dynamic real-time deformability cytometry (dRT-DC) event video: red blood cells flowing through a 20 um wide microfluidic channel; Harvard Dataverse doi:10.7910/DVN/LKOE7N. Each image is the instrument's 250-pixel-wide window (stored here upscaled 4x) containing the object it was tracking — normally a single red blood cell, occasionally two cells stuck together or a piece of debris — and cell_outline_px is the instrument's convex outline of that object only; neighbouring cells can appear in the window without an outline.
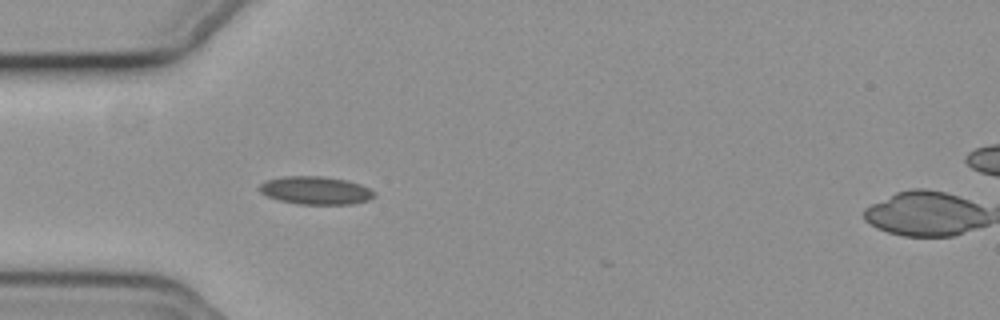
{"species": "common noctule bat (a hibernating species)", "species_latin": "Nyctalus noctula", "temperature_condition": "cold", "stored_images_in_passage": 22, "camera_frame_rate_fps": 3000, "um_per_image_px": 0.085, "animal": {"sex": "female", "body_mass_g": 19.3, "forearm_length_mm": 54.1}, "frame": {"image": 1, "passage_image": 18, "time_ms": 5.667, "image_size_px": [1000, 320], "cell_outline_px": [[376, 196], [368, 200], [352, 204], [296, 204], [280, 200], [268, 196], [260, 192], [260, 184], [268, 180], [284, 176], [324, 176], [348, 180], [360, 184], [376, 192]], "centroid_in_image_um": [26.87, 16.18], "position_along_channel_um": 58.1, "area_um2": 18.73}}
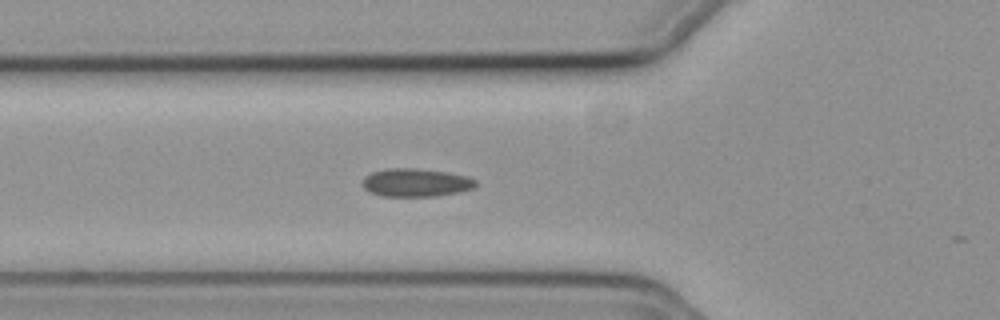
{"frame": {"image": 2, "passage_image": 21, "time_ms": 6.667, "image_size_px": [1000, 320], "cell_outline_px": [[476, 184], [472, 188], [460, 192], [436, 196], [380, 196], [368, 192], [364, 188], [364, 180], [372, 172], [392, 168], [416, 168], [448, 172], [468, 176], [476, 180]], "centroid_in_image_um": [35.38, 15.52], "position_along_channel_um": 90.4, "area_um2": 18.5}}